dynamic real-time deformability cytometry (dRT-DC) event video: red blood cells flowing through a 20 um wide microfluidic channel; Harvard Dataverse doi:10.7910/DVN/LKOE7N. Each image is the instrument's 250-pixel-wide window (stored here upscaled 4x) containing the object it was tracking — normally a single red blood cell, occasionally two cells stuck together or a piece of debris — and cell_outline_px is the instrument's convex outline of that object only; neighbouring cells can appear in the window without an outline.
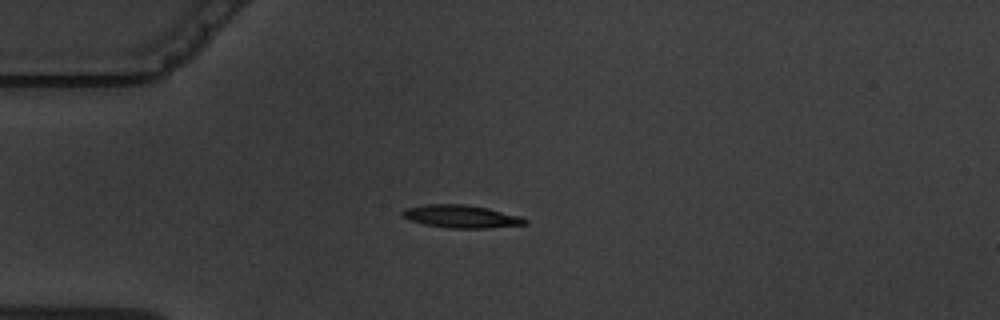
{"species": "common noctule bat (a hibernating species)", "species_latin": "Nyctalus noctula", "temperature_condition": "warm", "stored_images_in_passage": 7, "camera_frame_rate_fps": 3000, "um_per_image_px": 0.085, "animal": {"sex": "male", "body_mass_g": 19.5, "forearm_length_mm": 54.6}, "frame": {"image": 1, "passage_image": 3, "time_ms": 2.333, "image_size_px": [1000, 320], "cell_outline_px": [[528, 224], [488, 228], [448, 228], [424, 224], [408, 220], [400, 216], [400, 212], [404, 208], [424, 204], [464, 204], [488, 208], [520, 216], [528, 220]], "centroid_in_image_um": [39.15, 18.39], "position_along_channel_um": 45.9, "area_um2": 16.53}}